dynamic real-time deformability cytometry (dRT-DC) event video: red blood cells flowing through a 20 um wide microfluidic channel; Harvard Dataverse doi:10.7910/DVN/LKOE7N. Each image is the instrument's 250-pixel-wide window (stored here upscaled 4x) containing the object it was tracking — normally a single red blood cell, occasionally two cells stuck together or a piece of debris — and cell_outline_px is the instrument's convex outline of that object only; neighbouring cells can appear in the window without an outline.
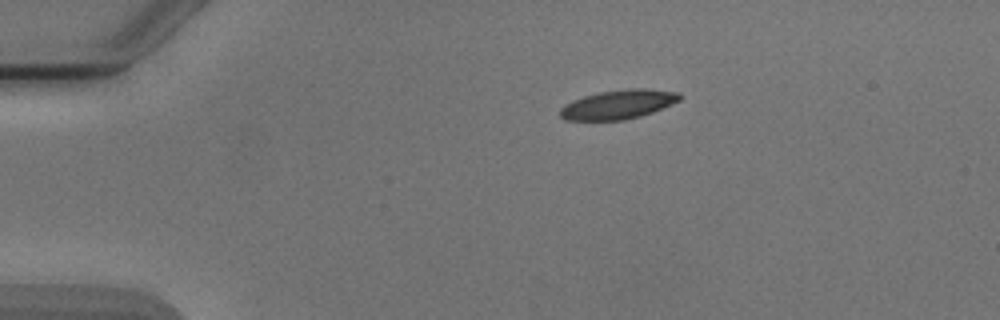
{"species": "Egyptian fruit bat (a non-hibernating species)", "species_latin": "Rousettus aegyptiacus", "temperature_condition": "cold", "stored_images_in_passage": 4, "camera_frame_rate_fps": 3000, "um_per_image_px": 0.085, "animal": {"sex": "male"}, "frame": {"image": 1, "passage_image": 1, "time_ms": 0.0, "image_size_px": [1000, 320], "cell_outline_px": [[680, 100], [672, 104], [652, 112], [640, 116], [624, 120], [564, 120], [560, 116], [560, 108], [564, 104], [572, 100], [584, 96], [600, 92], [628, 88], [644, 88], [680, 92]], "centroid_in_image_um": [52.54, 8.87], "position_along_channel_um": 32.5, "area_um2": 20.35}}
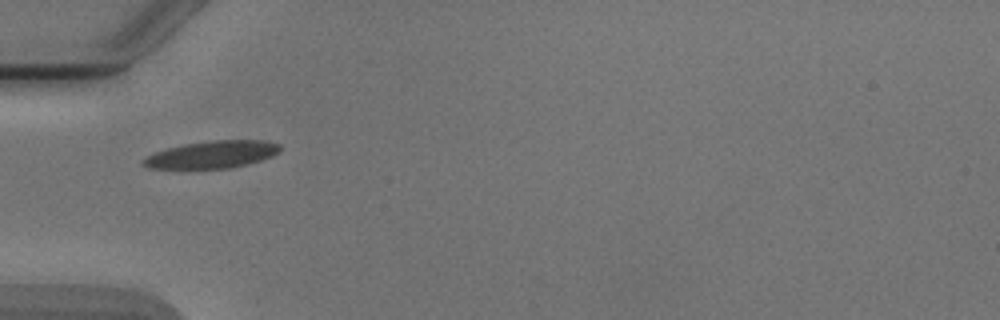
{"frame": {"image": 2, "passage_image": 3, "time_ms": 2.333, "image_size_px": [1000, 320], "cell_outline_px": [[280, 152], [272, 156], [260, 160], [228, 168], [148, 168], [140, 164], [140, 160], [156, 152], [168, 148], [184, 144], [208, 140], [260, 140], [280, 144]], "centroid_in_image_um": [18.0, 13.12], "position_along_channel_um": 67.0, "area_um2": 21.56}}
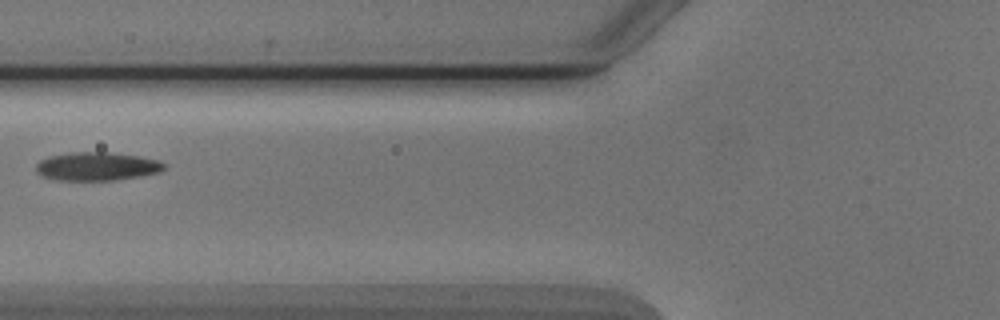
{"frame": {"image": 3, "passage_image": 4, "time_ms": 3.667, "image_size_px": [1000, 320], "cell_outline_px": [[164, 168], [160, 172], [140, 176], [112, 180], [60, 180], [44, 176], [36, 172], [36, 164], [40, 160], [48, 156], [68, 152], [108, 152], [140, 156], [160, 160], [164, 164]], "centroid_in_image_um": [8.23, 14.13], "position_along_channel_um": 117.6, "area_um2": 21.21}}